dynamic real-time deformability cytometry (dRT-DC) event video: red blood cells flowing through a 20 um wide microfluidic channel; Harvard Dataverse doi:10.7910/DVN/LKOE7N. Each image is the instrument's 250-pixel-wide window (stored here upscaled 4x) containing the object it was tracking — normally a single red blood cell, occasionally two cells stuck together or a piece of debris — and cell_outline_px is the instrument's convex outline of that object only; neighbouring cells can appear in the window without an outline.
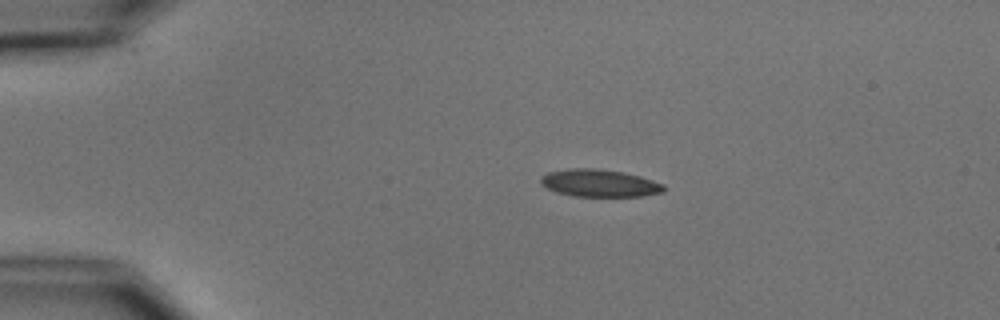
{"species": "common noctule bat (a hibernating species)", "species_latin": "Nyctalus noctula", "temperature_condition": "cold", "stored_images_in_passage": 3, "camera_frame_rate_fps": 3000, "um_per_image_px": 0.085, "animal": {"sex": "male", "body_mass_g": 15.6}, "frame": {"image": 1, "passage_image": 1, "time_ms": 0.0, "image_size_px": [1000, 320], "cell_outline_px": [[664, 192], [640, 196], [572, 196], [556, 192], [540, 184], [540, 176], [548, 172], [572, 168], [596, 168], [624, 172], [640, 176], [664, 184]], "centroid_in_image_um": [50.93, 15.56], "position_along_channel_um": 34.1, "area_um2": 19.71}}